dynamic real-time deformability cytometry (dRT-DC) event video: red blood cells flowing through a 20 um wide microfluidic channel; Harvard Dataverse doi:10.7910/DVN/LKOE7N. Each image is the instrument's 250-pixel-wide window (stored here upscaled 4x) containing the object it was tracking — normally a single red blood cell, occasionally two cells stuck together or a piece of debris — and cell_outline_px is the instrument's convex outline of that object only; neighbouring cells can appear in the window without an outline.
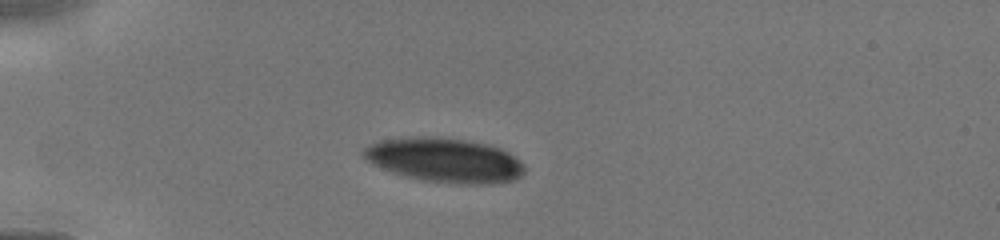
{"species": "human", "species_latin": "Homo sapiens", "temperature_condition": "cold", "stored_images_in_passage": 8, "camera_frame_rate_fps": 3000, "um_per_image_px": 0.085, "donor": {"sex": "male"}, "frame": {"image": 1, "passage_image": 4, "time_ms": 2.0, "image_size_px": [1000, 240], "cell_outline_px": [[524, 172], [516, 180], [488, 184], [456, 184], [420, 180], [372, 164], [364, 156], [364, 148], [380, 140], [416, 136], [432, 136], [464, 140], [488, 144], [500, 148], [516, 156], [524, 164]], "centroid_in_image_um": [37.86, 13.61], "position_along_channel_um": 47.1, "area_um2": 41.5}}
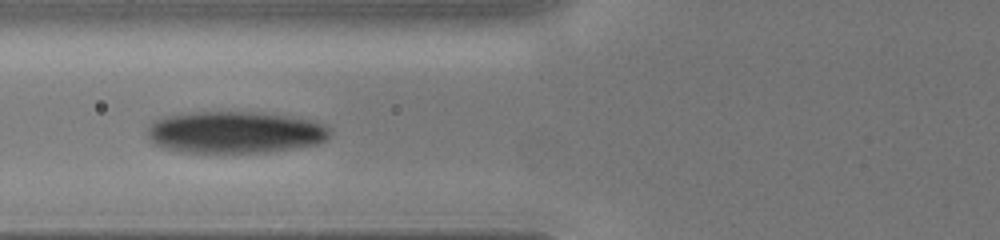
{"frame": {"image": 2, "passage_image": 7, "time_ms": 4.0, "image_size_px": [1000, 240], "cell_outline_px": [[332, 132], [324, 140], [316, 144], [268, 152], [180, 152], [164, 148], [152, 144], [148, 136], [148, 124], [152, 120], [160, 116], [188, 112], [264, 112], [292, 116], [316, 120], [324, 124]], "centroid_in_image_um": [19.93, 11.22], "position_along_channel_um": 105.9, "area_um2": 45.2}}
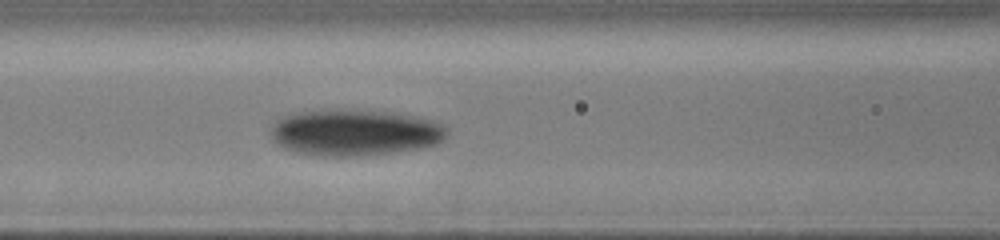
{"frame": {"image": 3, "passage_image": 8, "time_ms": 4.667, "image_size_px": [1000, 240], "cell_outline_px": [[448, 132], [436, 144], [420, 148], [392, 152], [360, 156], [320, 156], [292, 152], [276, 144], [272, 140], [268, 132], [276, 116], [296, 112], [392, 112], [416, 116], [432, 120], [444, 124], [448, 128]], "centroid_in_image_um": [30.08, 11.3], "position_along_channel_um": 136.5, "area_um2": 47.22}}